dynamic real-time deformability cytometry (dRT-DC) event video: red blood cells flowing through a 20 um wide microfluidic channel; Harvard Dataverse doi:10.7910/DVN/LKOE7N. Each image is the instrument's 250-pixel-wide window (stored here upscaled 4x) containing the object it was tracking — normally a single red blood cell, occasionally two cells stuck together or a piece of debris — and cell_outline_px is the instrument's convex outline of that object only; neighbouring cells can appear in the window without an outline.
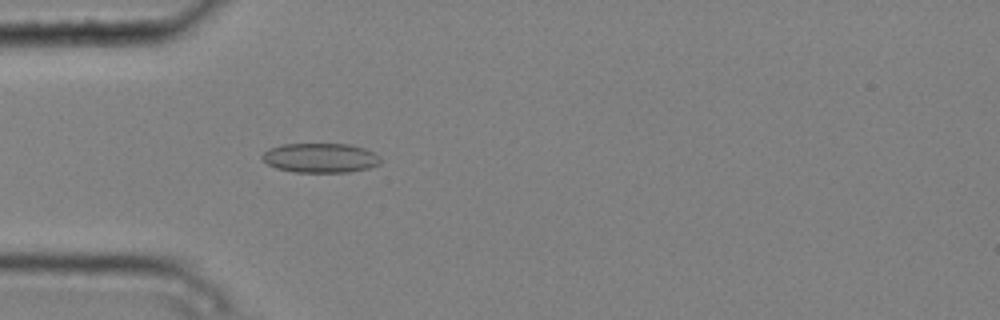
{"species": "common noctule bat (a hibernating species)", "species_latin": "Nyctalus noctula", "temperature_condition": "cold", "stored_images_in_passage": 5, "camera_frame_rate_fps": 3000, "um_per_image_px": 0.085, "animal": {"sex": "male", "body_mass_g": 20.4}, "frame": {"image": 1, "passage_image": 5, "time_ms": 1.333, "image_size_px": [1000, 320], "cell_outline_px": [[380, 164], [368, 168], [348, 172], [296, 172], [276, 168], [268, 164], [260, 156], [264, 152], [280, 144], [352, 144], [364, 148], [380, 156]], "centroid_in_image_um": [27.24, 13.42], "position_along_channel_um": 57.8, "area_um2": 20.29}}